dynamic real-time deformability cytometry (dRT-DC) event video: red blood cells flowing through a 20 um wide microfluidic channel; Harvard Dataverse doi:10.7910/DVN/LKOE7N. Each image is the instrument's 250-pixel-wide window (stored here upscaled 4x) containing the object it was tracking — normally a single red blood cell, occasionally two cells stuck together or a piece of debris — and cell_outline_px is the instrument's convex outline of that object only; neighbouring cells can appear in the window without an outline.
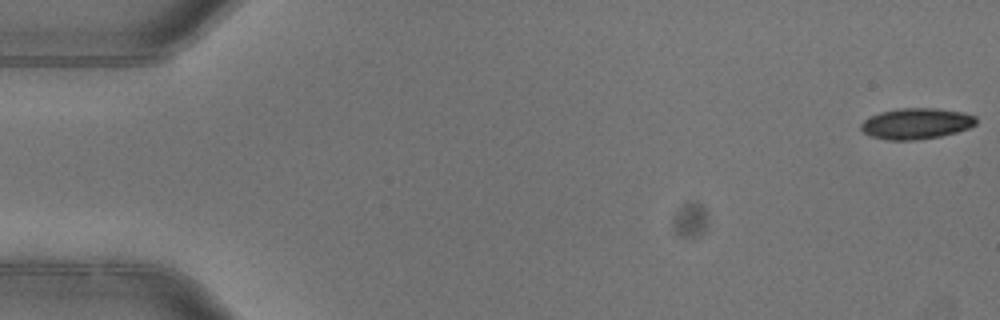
{"species": "common noctule bat (a hibernating species)", "species_latin": "Nyctalus noctula", "temperature_condition": "warm", "stored_images_in_passage": 4, "camera_frame_rate_fps": 3000, "um_per_image_px": 0.085, "animal": {"sex": "female"}, "frame": {"image": 1, "passage_image": 1, "time_ms": 0.0, "image_size_px": [1000, 320], "cell_outline_px": [[976, 124], [968, 128], [956, 132], [940, 136], [916, 140], [888, 140], [868, 136], [860, 128], [860, 124], [868, 116], [880, 112], [896, 108], [936, 108], [964, 112], [976, 116]], "centroid_in_image_um": [77.85, 10.5], "position_along_channel_um": 7.2, "area_um2": 20.98}}